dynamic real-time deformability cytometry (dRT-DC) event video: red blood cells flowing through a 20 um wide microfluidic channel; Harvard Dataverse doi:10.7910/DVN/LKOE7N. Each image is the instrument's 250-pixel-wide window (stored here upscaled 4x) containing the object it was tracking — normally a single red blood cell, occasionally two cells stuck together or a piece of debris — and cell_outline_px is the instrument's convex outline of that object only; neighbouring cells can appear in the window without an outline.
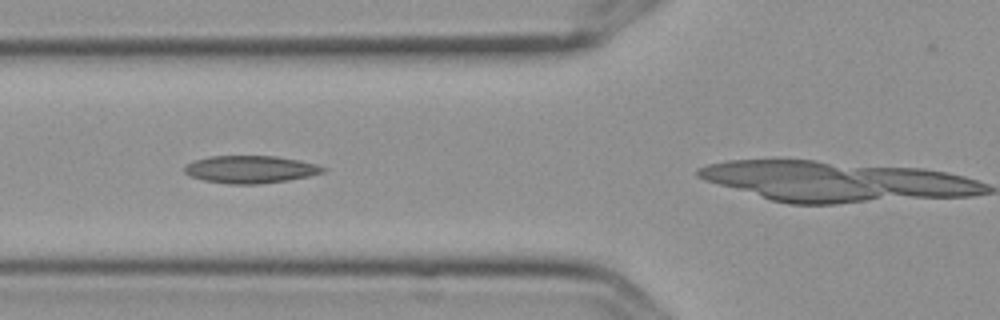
{"species": "Egyptian fruit bat (a non-hibernating species)", "species_latin": "Rousettus aegyptiacus", "temperature_condition": "cold", "stored_images_in_passage": 4, "camera_frame_rate_fps": 3000, "um_per_image_px": 0.085, "frame": {"image": 1, "passage_image": 2, "time_ms": 0.333, "image_size_px": [1000, 320], "cell_outline_px": [[324, 172], [308, 176], [288, 180], [260, 184], [232, 184], [204, 180], [188, 176], [184, 172], [184, 168], [188, 164], [196, 160], [208, 156], [276, 156], [316, 164], [324, 168]], "centroid_in_image_um": [21.25, 14.4], "position_along_channel_um": 104.6, "area_um2": 21.96}}
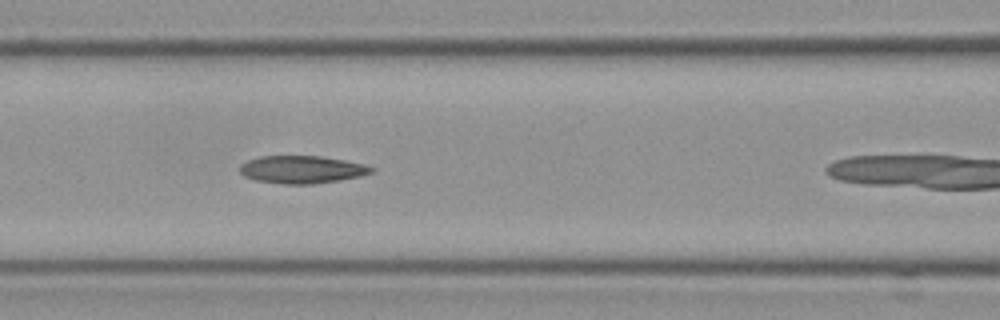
{"frame": {"image": 2, "passage_image": 3, "time_ms": 0.667, "image_size_px": [1000, 320], "cell_outline_px": [[376, 168], [372, 172], [360, 176], [340, 180], [312, 184], [284, 184], [256, 180], [244, 176], [240, 172], [240, 164], [248, 160], [260, 156], [320, 156], [344, 160], [364, 164]], "centroid_in_image_um": [25.66, 14.41], "position_along_channel_um": 140.9, "area_um2": 21.15}}